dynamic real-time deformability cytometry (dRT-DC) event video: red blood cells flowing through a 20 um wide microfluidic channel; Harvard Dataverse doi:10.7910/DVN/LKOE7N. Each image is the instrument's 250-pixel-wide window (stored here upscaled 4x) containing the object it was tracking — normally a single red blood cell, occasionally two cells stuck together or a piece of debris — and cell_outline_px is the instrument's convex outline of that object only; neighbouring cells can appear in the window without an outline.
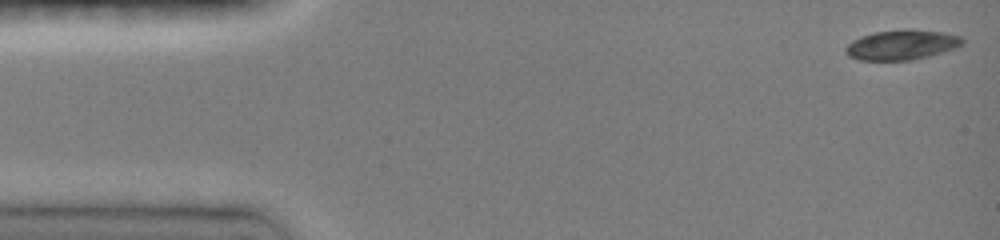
{"species": "common noctule bat (a hibernating species)", "species_latin": "Nyctalus noctula", "temperature_condition": "room temperature", "stored_images_in_passage": 45, "camera_frame_rate_fps": 3000, "um_per_image_px": 0.085, "animal": {"sex": "female", "body_mass_g": 19.0, "forearm_length_mm": 51.5}, "frame": {"image": 1, "passage_image": 1, "time_ms": 0.0, "image_size_px": [1000, 240], "cell_outline_px": [[964, 44], [956, 48], [928, 56], [912, 60], [856, 60], [848, 56], [844, 52], [844, 48], [852, 40], [860, 36], [876, 32], [944, 32], [960, 36], [964, 40]], "centroid_in_image_um": [76.6, 3.86], "position_along_channel_um": 8.4, "area_um2": 19.65}}
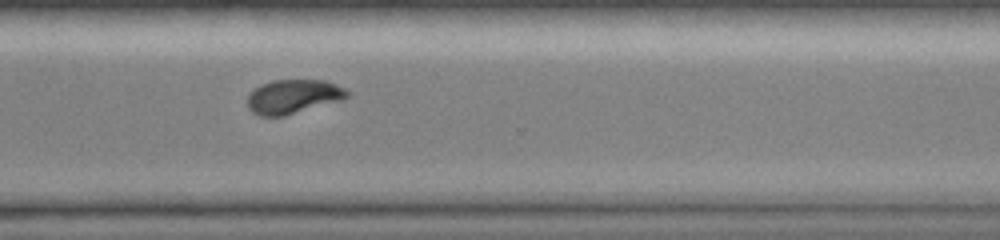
{"frame": {"image": 2, "passage_image": 34, "time_ms": 11.0, "image_size_px": [1000, 240], "cell_outline_px": [[348, 96], [344, 100], [284, 116], [260, 116], [252, 112], [248, 108], [248, 96], [260, 84], [272, 80], [324, 80], [336, 84], [344, 88], [348, 92]], "centroid_in_image_um": [24.94, 8.21], "position_along_channel_um": 345.7, "area_um2": 19.88}}
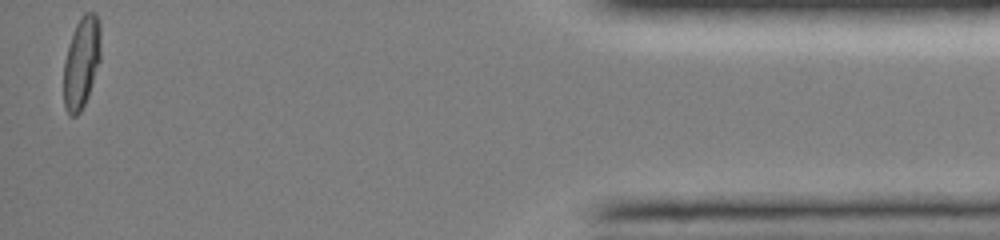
{"frame": {"image": 3, "passage_image": 45, "time_ms": 14.667, "image_size_px": [1000, 240], "cell_outline_px": [[100, 60], [88, 96], [80, 112], [76, 116], [68, 116], [64, 108], [64, 60], [68, 44], [76, 24], [80, 16], [84, 12], [96, 12], [100, 24]], "centroid_in_image_um": [6.92, 5.3], "position_along_channel_um": 428.3, "area_um2": 20.0}, "authors_computed_cell_mechanics": {"area_um2": 20.808, "velocity_mm_per_s": 4.1051, "shape_relaxation_time_tau1_ms": 4.9836, "shape_relaxation_time_tau2_ms": 6.1255, "deformation_change_tau1": 0.1749, "deformation_change_tau2": 0.0603}}